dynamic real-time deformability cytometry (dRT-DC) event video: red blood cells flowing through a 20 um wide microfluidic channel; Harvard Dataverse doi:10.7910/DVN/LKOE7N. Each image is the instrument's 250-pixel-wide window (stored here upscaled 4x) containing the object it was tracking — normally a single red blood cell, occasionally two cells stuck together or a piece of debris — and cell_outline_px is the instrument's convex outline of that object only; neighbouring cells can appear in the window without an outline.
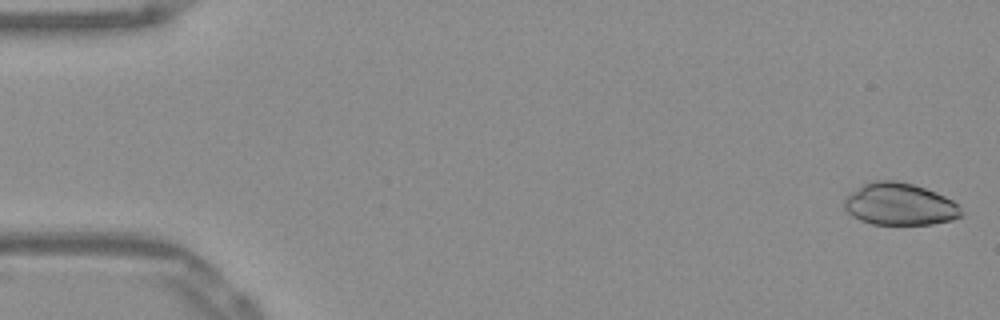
{"species": "Egyptian fruit bat (a non-hibernating species)", "species_latin": "Rousettus aegyptiacus", "temperature_condition": "warm", "stored_images_in_passage": 52, "camera_frame_rate_fps": 3000, "um_per_image_px": 0.085, "frame": {"image": 1, "passage_image": 1, "time_ms": 0.0, "image_size_px": [1000, 320], "cell_outline_px": [[964, 216], [952, 220], [932, 224], [872, 224], [860, 220], [852, 216], [844, 208], [844, 200], [852, 192], [864, 184], [872, 180], [896, 180], [912, 184], [936, 192], [952, 200], [964, 212]], "centroid_in_image_um": [76.49, 17.36], "position_along_channel_um": 8.5, "area_um2": 28.67}}
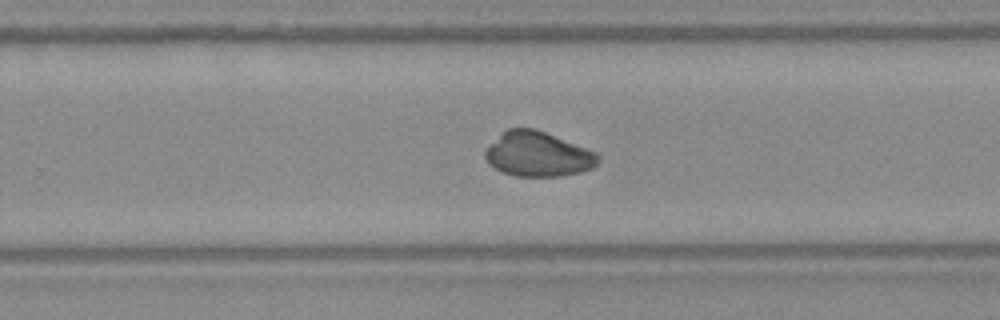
{"frame": {"image": 2, "passage_image": 33, "time_ms": 10.667, "image_size_px": [1000, 320], "cell_outline_px": [[600, 156], [596, 164], [592, 168], [580, 172], [560, 176], [516, 176], [504, 172], [488, 164], [484, 156], [484, 152], [508, 128], [536, 128], [596, 152]], "centroid_in_image_um": [45.74, 13.11], "position_along_channel_um": 284.1, "area_um2": 29.07}}
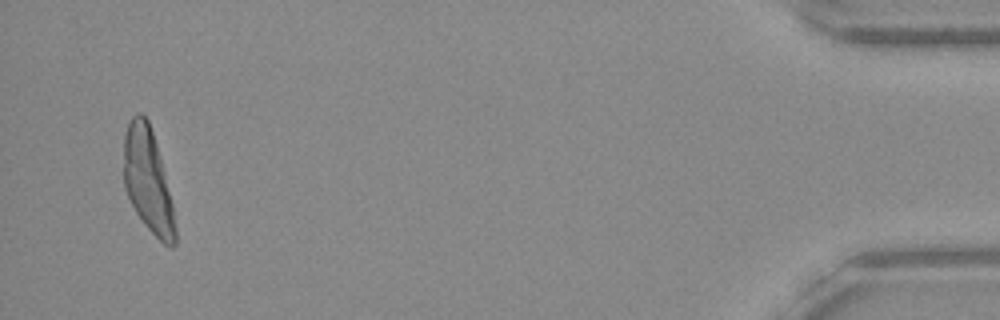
{"frame": {"image": 3, "passage_image": 50, "time_ms": 16.333, "image_size_px": [1000, 320], "cell_outline_px": [[176, 244], [172, 248], [164, 244], [144, 224], [136, 212], [124, 188], [124, 136], [128, 124], [132, 116], [136, 112], [140, 112], [148, 120], [156, 144], [164, 172], [172, 204], [176, 228]], "centroid_in_image_um": [12.56, 15.35], "position_along_channel_um": 422.6, "area_um2": 30.75}}